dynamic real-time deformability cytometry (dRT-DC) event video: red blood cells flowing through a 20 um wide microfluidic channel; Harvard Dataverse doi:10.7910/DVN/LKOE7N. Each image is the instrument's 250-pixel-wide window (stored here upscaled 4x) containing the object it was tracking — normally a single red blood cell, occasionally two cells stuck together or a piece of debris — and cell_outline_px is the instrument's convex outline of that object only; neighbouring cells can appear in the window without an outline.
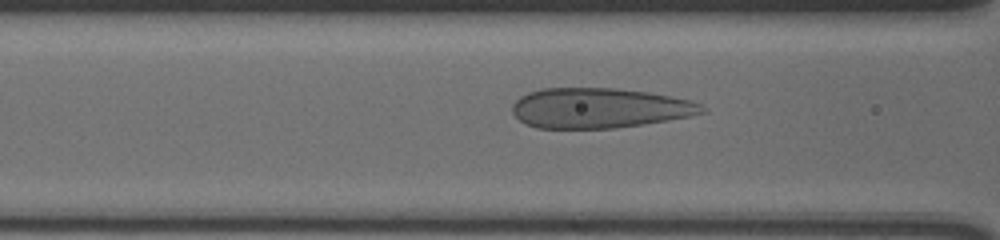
{"species": "human", "species_latin": "Homo sapiens", "temperature_condition": "cold", "stored_images_in_passage": 39, "camera_frame_rate_fps": 3000, "um_per_image_px": 0.085, "donor": {"sex": "male"}, "frame": {"image": 1, "passage_image": 7, "time_ms": 2.0, "image_size_px": [1000, 240], "cell_outline_px": [[708, 112], [688, 116], [644, 124], [616, 128], [536, 128], [520, 120], [512, 112], [512, 104], [520, 96], [528, 92], [540, 88], [616, 88], [648, 92], [672, 96], [688, 100], [700, 104], [708, 108]], "centroid_in_image_um": [50.94, 9.18], "position_along_channel_um": 115.7, "area_um2": 44.39}}
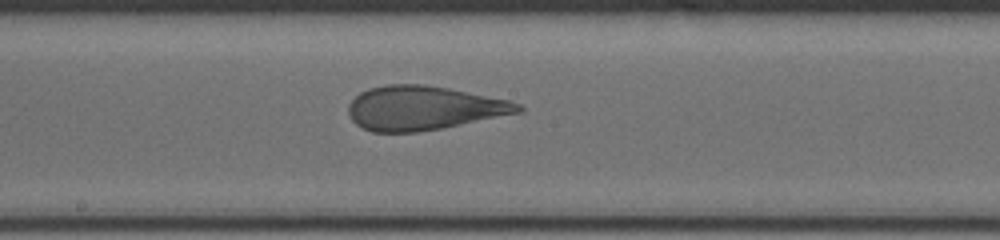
{"frame": {"image": 2, "passage_image": 15, "time_ms": 4.667, "image_size_px": [1000, 240], "cell_outline_px": [[524, 112], [444, 128], [416, 132], [372, 132], [356, 124], [352, 120], [348, 112], [348, 104], [360, 92], [368, 88], [388, 84], [424, 84], [448, 88], [508, 100], [520, 104], [524, 108]], "centroid_in_image_um": [36.01, 9.19], "position_along_channel_um": 212.2, "area_um2": 43.75}}
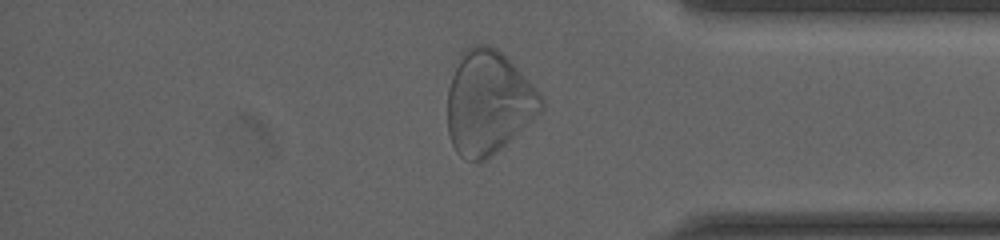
{"frame": {"image": 3, "passage_image": 31, "time_ms": 10.0, "image_size_px": [1000, 240], "cell_outline_px": [[544, 104], [540, 112], [488, 160], [476, 164], [460, 156], [456, 152], [452, 144], [448, 132], [448, 88], [452, 76], [460, 60], [468, 48], [472, 44], [488, 44], [496, 48], [524, 76], [544, 100]], "centroid_in_image_um": [41.48, 8.78], "position_along_channel_um": 393.7, "area_um2": 55.72}, "authors_computed_cell_mechanics": {"area_um2": 45.4308, "velocity_mm_per_s": 3.5956, "shape_relaxation_time_tau1_ms": 8.9451, "shape_relaxation_time_tau2_ms": null, "deformation_change_tau1": 0.215, "deformation_change_tau2": null}}